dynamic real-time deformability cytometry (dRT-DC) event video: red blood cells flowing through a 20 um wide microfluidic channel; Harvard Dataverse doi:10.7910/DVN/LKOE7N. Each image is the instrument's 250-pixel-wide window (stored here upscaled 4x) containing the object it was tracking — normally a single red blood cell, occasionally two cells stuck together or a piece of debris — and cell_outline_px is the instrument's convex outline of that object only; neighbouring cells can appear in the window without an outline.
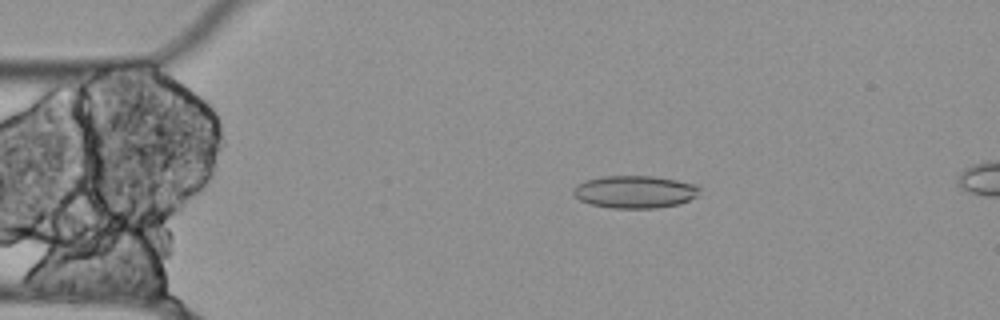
{"species": "Egyptian fruit bat (a non-hibernating species)", "species_latin": "Rousettus aegyptiacus", "temperature_condition": "cold", "stored_images_in_passage": 46, "camera_frame_rate_fps": 3000, "um_per_image_px": 0.085, "animal": {"sex": "female"}, "frame": {"image": 1, "passage_image": 1, "time_ms": 0.0, "image_size_px": [1000, 320], "cell_outline_px": [[700, 188], [696, 196], [680, 204], [656, 208], [612, 208], [588, 204], [580, 200], [572, 192], [572, 188], [576, 184], [584, 180], [604, 176], [652, 176], [676, 180], [696, 184]], "centroid_in_image_um": [53.92, 16.3], "position_along_channel_um": 31.1, "area_um2": 24.04}}
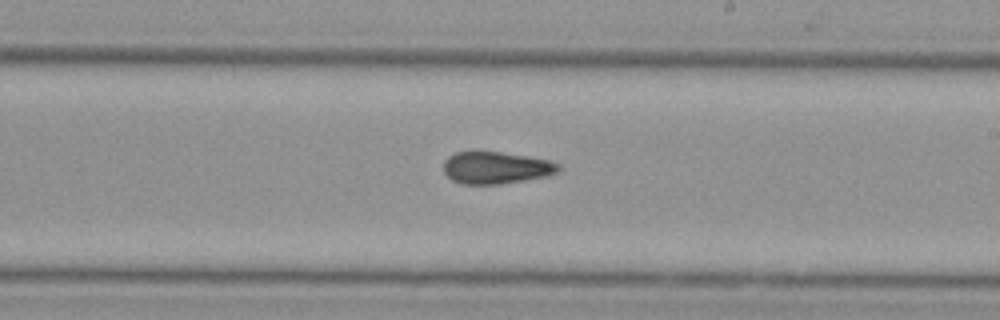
{"frame": {"image": 2, "passage_image": 22, "time_ms": 7.0, "image_size_px": [1000, 320], "cell_outline_px": [[560, 172], [548, 176], [500, 184], [460, 184], [452, 180], [444, 172], [444, 160], [448, 156], [456, 152], [476, 148], [552, 160], [560, 164]], "centroid_in_image_um": [42.15, 14.22], "position_along_channel_um": 246.8, "area_um2": 22.31}}
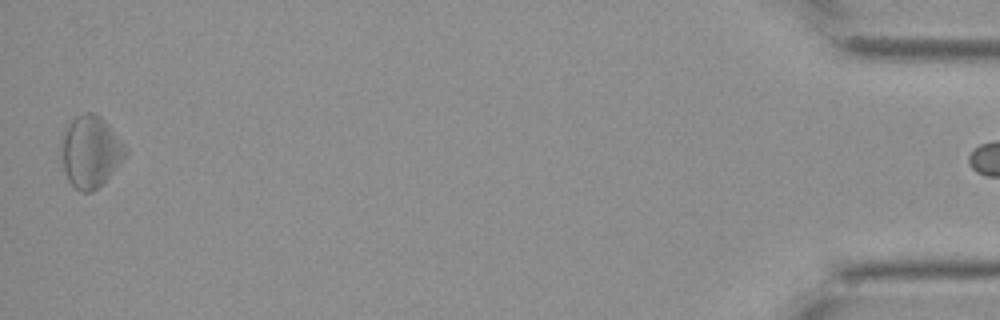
{"frame": {"image": 3, "passage_image": 45, "time_ms": 14.667, "image_size_px": [1000, 320], "cell_outline_px": [[128, 152], [120, 164], [92, 192], [80, 192], [68, 180], [64, 172], [64, 128], [76, 116], [84, 112], [92, 112], [100, 116], [112, 128], [128, 148]], "centroid_in_image_um": [7.74, 12.86], "position_along_channel_um": 427.5, "area_um2": 26.24}}